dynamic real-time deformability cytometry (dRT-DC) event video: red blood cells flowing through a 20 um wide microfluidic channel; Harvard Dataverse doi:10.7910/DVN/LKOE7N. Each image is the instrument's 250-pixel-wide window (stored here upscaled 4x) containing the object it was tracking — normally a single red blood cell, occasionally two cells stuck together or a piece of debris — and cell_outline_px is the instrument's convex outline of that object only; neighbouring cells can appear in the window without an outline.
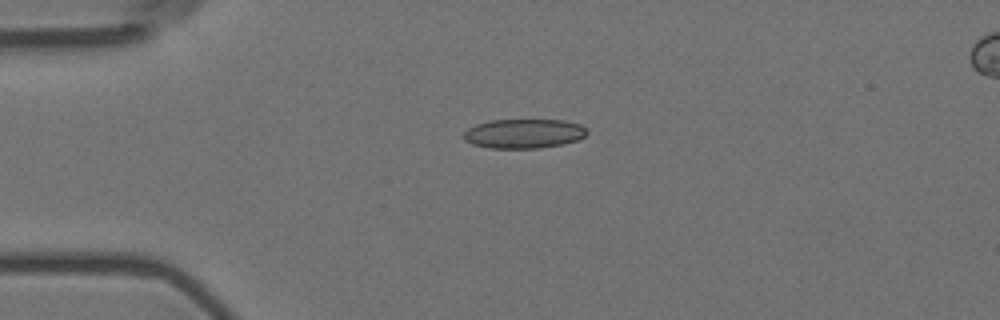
{"species": "Egyptian fruit bat (a non-hibernating species)", "species_latin": "Rousettus aegyptiacus", "temperature_condition": "room temperature", "stored_images_in_passage": 7, "camera_frame_rate_fps": 3000, "um_per_image_px": 0.085, "animal": {"sex": "female"}, "frame": {"image": 1, "passage_image": 5, "time_ms": 1.333, "image_size_px": [1000, 320], "cell_outline_px": [[588, 132], [584, 136], [576, 140], [564, 144], [540, 148], [488, 148], [472, 144], [464, 140], [464, 132], [468, 128], [476, 124], [492, 120], [564, 120], [580, 124]], "centroid_in_image_um": [44.51, 11.36], "position_along_channel_um": 40.5, "area_um2": 21.1}}
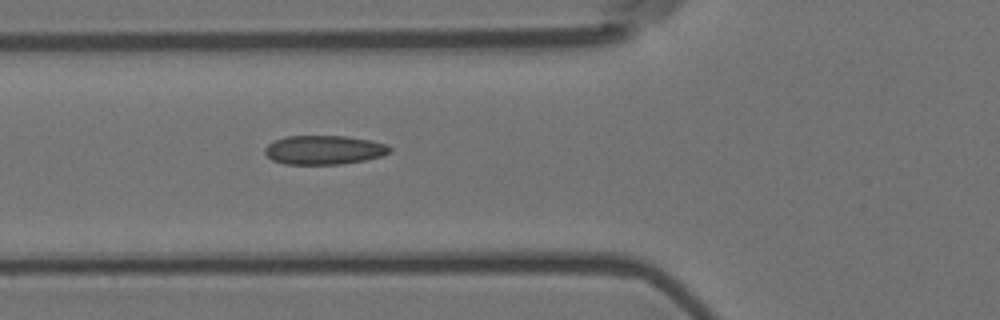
{"frame": {"image": 2, "passage_image": 7, "time_ms": 2.0, "image_size_px": [1000, 320], "cell_outline_px": [[392, 148], [388, 152], [380, 156], [364, 160], [340, 164], [284, 164], [272, 160], [264, 152], [264, 148], [268, 144], [284, 136], [348, 136], [372, 140], [388, 144]], "centroid_in_image_um": [27.54, 12.73], "position_along_channel_um": 98.3, "area_um2": 21.15}}